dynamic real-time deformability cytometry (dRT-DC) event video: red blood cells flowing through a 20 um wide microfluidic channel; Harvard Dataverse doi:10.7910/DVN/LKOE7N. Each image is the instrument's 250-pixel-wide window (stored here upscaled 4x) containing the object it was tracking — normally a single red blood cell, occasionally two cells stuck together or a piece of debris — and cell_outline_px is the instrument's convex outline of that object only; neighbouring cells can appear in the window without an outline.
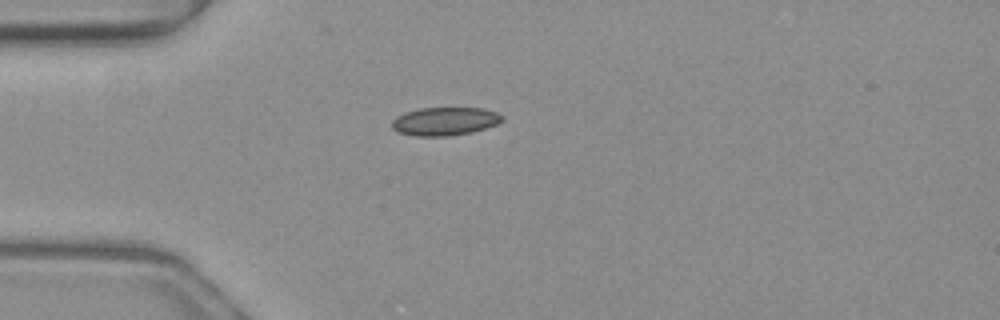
{"species": "common noctule bat (a hibernating species)", "species_latin": "Nyctalus noctula", "temperature_condition": "warm", "stored_images_in_passage": 28, "camera_frame_rate_fps": 3000, "um_per_image_px": 0.085, "animal": {"sex": "female", "body_mass_g": 19.3, "forearm_length_mm": 54.1}, "frame": {"image": 1, "passage_image": 1, "time_ms": 0.0, "image_size_px": [1000, 320], "cell_outline_px": [[504, 120], [496, 124], [472, 132], [448, 136], [416, 136], [396, 132], [392, 128], [392, 120], [396, 116], [404, 112], [420, 108], [480, 108], [496, 112], [504, 116]], "centroid_in_image_um": [37.78, 10.31], "position_along_channel_um": 47.2, "area_um2": 18.21}}
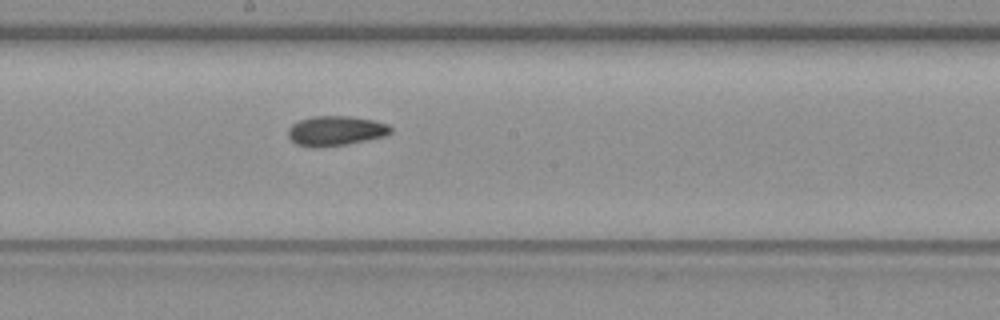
{"frame": {"image": 2, "passage_image": 15, "time_ms": 4.667, "image_size_px": [1000, 320], "cell_outline_px": [[392, 132], [384, 136], [344, 144], [316, 148], [312, 148], [296, 144], [288, 136], [288, 128], [292, 124], [300, 120], [312, 116], [348, 116], [372, 120], [388, 124], [392, 128]], "centroid_in_image_um": [28.5, 11.12], "position_along_channel_um": 219.7, "area_um2": 17.69}}
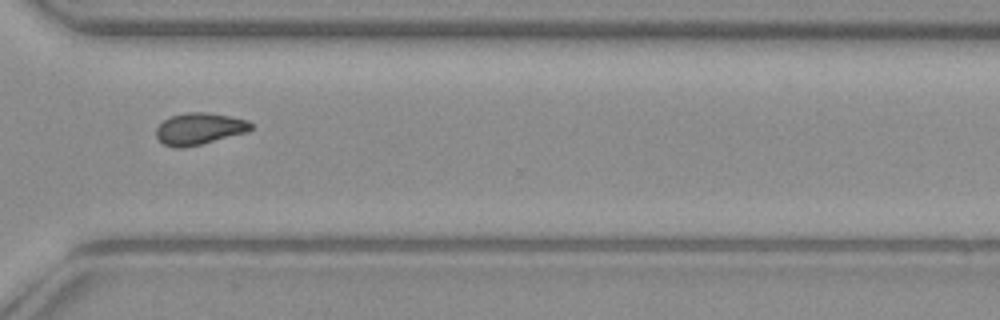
{"frame": {"image": 3, "passage_image": 25, "time_ms": 8.0, "image_size_px": [1000, 320], "cell_outline_px": [[252, 128], [248, 132], [184, 148], [176, 148], [164, 144], [156, 136], [156, 128], [168, 116], [188, 112], [208, 112], [248, 120], [252, 124]], "centroid_in_image_um": [16.93, 10.93], "position_along_channel_um": 353.7, "area_um2": 17.51}, "authors_computed_cell_mechanics": {"area_um2": 17.34, "velocity_mm_per_s": 4.0197, "shape_relaxation_time_tau1_ms": 9.4964, "shape_relaxation_time_tau2_ms": 1.9481, "deformation_change_tau1": 0.2099, "deformation_change_tau2": 0.0708}}